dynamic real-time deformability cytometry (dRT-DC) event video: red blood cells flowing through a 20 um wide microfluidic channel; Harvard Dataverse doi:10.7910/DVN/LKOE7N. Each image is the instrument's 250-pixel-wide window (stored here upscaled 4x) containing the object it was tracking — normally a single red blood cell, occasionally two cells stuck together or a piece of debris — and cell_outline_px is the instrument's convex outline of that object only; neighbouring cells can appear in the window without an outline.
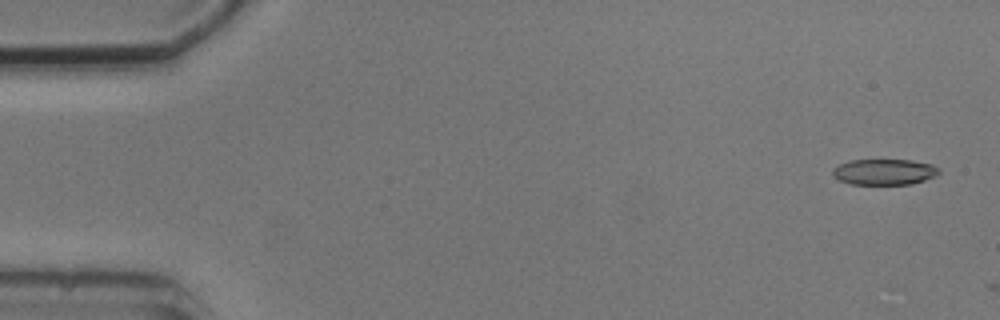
{"species": "common noctule bat (a hibernating species)", "species_latin": "Nyctalus noctula", "temperature_condition": "cold", "stored_images_in_passage": 2, "camera_frame_rate_fps": 3000, "um_per_image_px": 0.085, "animal": {"sex": "male", "body_mass_g": 20.5, "forearm_length_mm": 52.5}, "frame": {"image": 1, "passage_image": 1, "time_ms": 0.0, "image_size_px": [1000, 320], "cell_outline_px": [[940, 172], [936, 176], [912, 184], [848, 184], [832, 176], [832, 168], [848, 160], [912, 160], [932, 164], [940, 168]], "centroid_in_image_um": [75.16, 14.61], "position_along_channel_um": 9.8, "area_um2": 16.18}}